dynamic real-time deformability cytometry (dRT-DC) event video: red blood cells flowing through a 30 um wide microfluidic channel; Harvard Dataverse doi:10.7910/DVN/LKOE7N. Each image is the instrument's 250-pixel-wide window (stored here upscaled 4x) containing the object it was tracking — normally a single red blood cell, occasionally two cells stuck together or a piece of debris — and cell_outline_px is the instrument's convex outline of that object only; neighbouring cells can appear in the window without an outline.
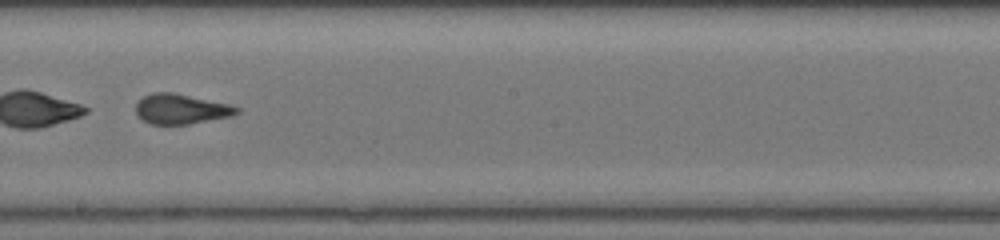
{"species": "common noctule bat (a hibernating species)", "species_latin": "Nyctalus noctula", "temperature_condition": "warm", "stored_images_in_passage": 34, "segment_of_instrument_passage": [2, 2], "camera_frame_rate_fps": 3000, "um_per_image_px": 0.085, "animal": {"sex": "female", "body_mass_g": 17.0, "forearm_length_mm": 48.0}, "frame": {"image": 1, "passage_image": 15, "time_ms": 4.667, "image_size_px": [1000, 240], "cell_outline_px": [[240, 112], [232, 116], [188, 124], [148, 124], [140, 120], [136, 116], [136, 104], [144, 96], [152, 92], [172, 92], [228, 104], [240, 108]], "centroid_in_image_um": [15.35, 9.28], "position_along_channel_um": 232.9, "area_um2": 17.69}}